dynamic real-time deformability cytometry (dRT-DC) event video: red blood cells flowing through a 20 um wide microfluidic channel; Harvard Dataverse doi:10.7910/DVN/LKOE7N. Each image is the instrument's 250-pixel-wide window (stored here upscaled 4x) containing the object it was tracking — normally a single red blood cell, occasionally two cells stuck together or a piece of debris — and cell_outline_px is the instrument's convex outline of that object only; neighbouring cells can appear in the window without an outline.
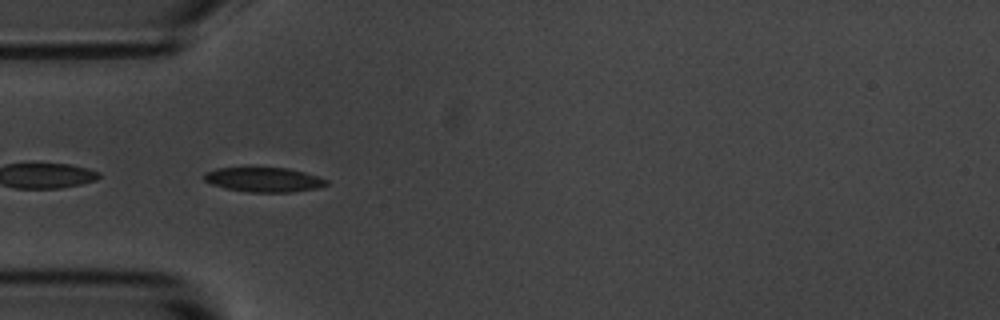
{"species": "common noctule bat (a hibernating species)", "species_latin": "Nyctalus noctula", "temperature_condition": "room temperature", "stored_images_in_passage": 23, "camera_frame_rate_fps": 3000, "um_per_image_px": 0.085, "animal": {"sex": "male", "body_mass_g": 20.1, "forearm_length_mm": 53.5}, "frame": {"image": 1, "passage_image": 1, "time_ms": 0.0, "image_size_px": [1000, 320], "cell_outline_px": [[328, 184], [316, 188], [292, 192], [248, 192], [224, 188], [212, 184], [204, 180], [204, 172], [216, 168], [248, 164], [252, 164], [288, 168], [304, 172], [328, 180]], "centroid_in_image_um": [22.34, 15.21], "position_along_channel_um": 62.7, "area_um2": 18.5}}